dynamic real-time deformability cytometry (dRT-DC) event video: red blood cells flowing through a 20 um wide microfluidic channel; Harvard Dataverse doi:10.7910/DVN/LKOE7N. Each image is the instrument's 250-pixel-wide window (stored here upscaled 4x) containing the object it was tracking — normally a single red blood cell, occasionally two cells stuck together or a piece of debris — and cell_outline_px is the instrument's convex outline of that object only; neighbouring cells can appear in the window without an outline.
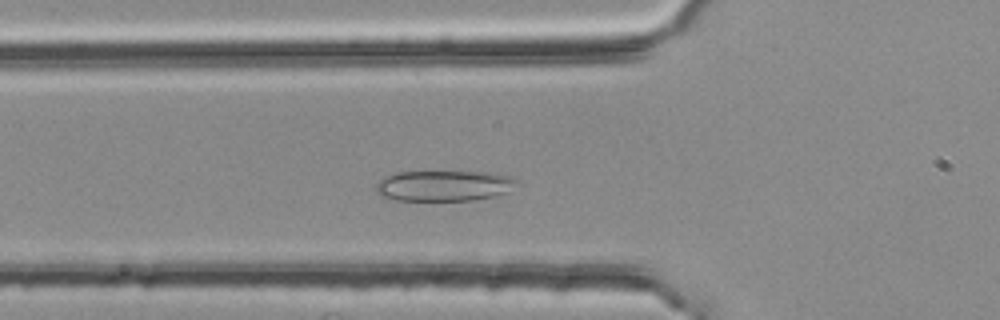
{"species": "common noctule bat (a hibernating species)", "species_latin": "Nyctalus noctula", "temperature_condition": "room temperature", "stored_images_in_passage": 18, "camera_frame_rate_fps": 3000, "um_per_image_px": 0.085, "animal": {"sex": "female", "body_mass_g": 25.1}, "frame": {"image": 1, "passage_image": 8, "time_ms": 2.333, "image_size_px": [1000, 320], "cell_outline_px": [[520, 180], [508, 192], [492, 196], [472, 200], [396, 200], [380, 196], [376, 192], [376, 184], [380, 180], [396, 172], [492, 172], [512, 176]], "centroid_in_image_um": [37.77, 15.78], "position_along_channel_um": 88.0, "area_um2": 25.14}}
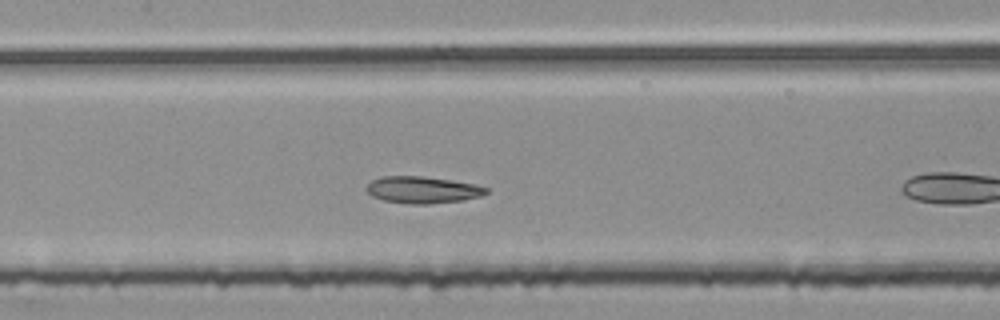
{"frame": {"image": 2, "passage_image": 11, "time_ms": 3.333, "image_size_px": [1000, 320], "cell_outline_px": [[488, 192], [480, 196], [460, 200], [428, 204], [408, 204], [384, 200], [372, 196], [364, 188], [372, 180], [384, 176], [420, 176], [448, 180], [472, 184], [488, 188]], "centroid_in_image_um": [35.86, 16.14], "position_along_channel_um": 171.5, "area_um2": 18.38}}